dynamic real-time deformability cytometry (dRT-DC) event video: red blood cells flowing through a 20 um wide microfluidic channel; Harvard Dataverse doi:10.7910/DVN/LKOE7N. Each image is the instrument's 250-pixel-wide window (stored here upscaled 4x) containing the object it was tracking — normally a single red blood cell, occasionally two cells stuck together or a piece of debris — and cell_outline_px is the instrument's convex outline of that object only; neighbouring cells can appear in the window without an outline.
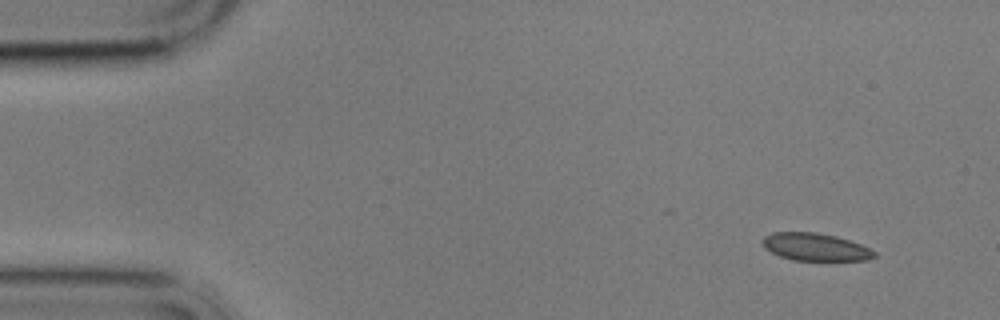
{"species": "common noctule bat (a hibernating species)", "species_latin": "Nyctalus noctula", "temperature_condition": "cold", "stored_images_in_passage": 4, "camera_frame_rate_fps": 3000, "um_per_image_px": 0.085, "animal": {"sex": "male", "body_mass_g": 17.9}, "frame": {"image": 1, "passage_image": 1, "time_ms": 0.0, "image_size_px": [1000, 320], "cell_outline_px": [[876, 256], [868, 260], [792, 260], [780, 256], [764, 248], [760, 240], [764, 236], [772, 232], [816, 232], [836, 236], [860, 244], [876, 252]], "centroid_in_image_um": [69.26, 20.99], "position_along_channel_um": 15.7, "area_um2": 17.98}}
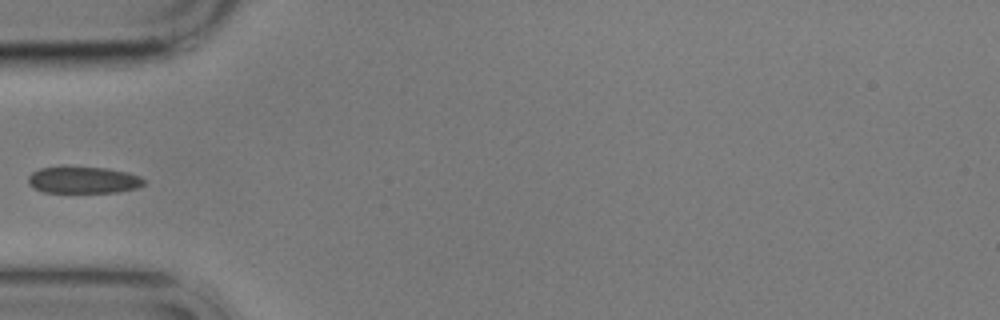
{"frame": {"image": 2, "passage_image": 4, "time_ms": 4.667, "image_size_px": [1000, 320], "cell_outline_px": [[144, 184], [136, 188], [116, 192], [44, 192], [32, 188], [28, 184], [28, 176], [32, 172], [40, 168], [108, 168], [128, 172], [140, 176], [144, 180]], "centroid_in_image_um": [7.08, 15.31], "position_along_channel_um": 77.9, "area_um2": 17.74}}